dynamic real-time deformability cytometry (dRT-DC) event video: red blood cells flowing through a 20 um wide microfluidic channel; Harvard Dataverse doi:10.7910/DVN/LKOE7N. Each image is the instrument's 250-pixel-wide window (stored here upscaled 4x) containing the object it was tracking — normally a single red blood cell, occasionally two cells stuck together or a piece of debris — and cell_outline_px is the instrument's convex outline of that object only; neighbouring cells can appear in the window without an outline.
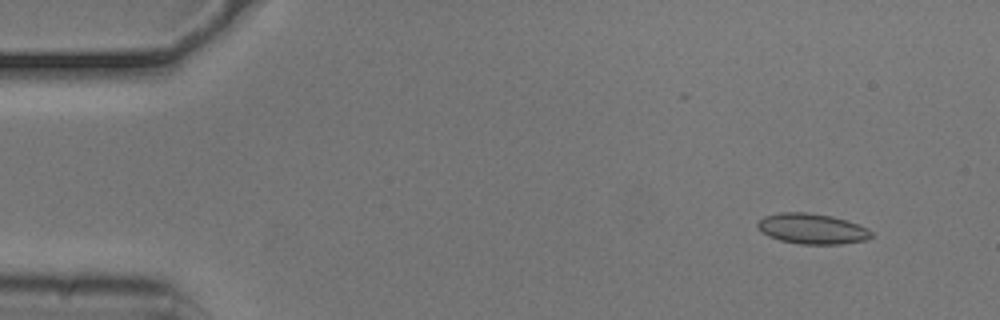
{"species": "common noctule bat (a hibernating species)", "species_latin": "Nyctalus noctula", "temperature_condition": "cold", "stored_images_in_passage": 54, "camera_frame_rate_fps": 3000, "um_per_image_px": 0.085, "animal": {"sex": "male", "body_mass_g": 20.5, "forearm_length_mm": 52.5}, "frame": {"image": 1, "passage_image": 5, "time_ms": 1.333, "image_size_px": [1000, 320], "cell_outline_px": [[872, 236], [868, 240], [840, 244], [800, 244], [780, 240], [768, 236], [760, 232], [756, 224], [764, 216], [780, 212], [808, 212], [832, 216], [868, 228], [872, 232]], "centroid_in_image_um": [69.01, 19.45], "position_along_channel_um": 16.0, "area_um2": 20.23}}
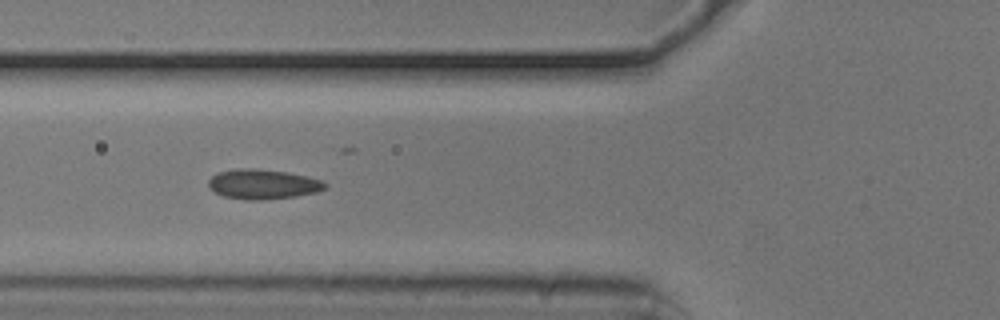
{"frame": {"image": 2, "passage_image": 20, "time_ms": 6.333, "image_size_px": [1000, 320], "cell_outline_px": [[328, 188], [316, 192], [296, 196], [264, 200], [244, 200], [224, 196], [216, 192], [208, 184], [208, 180], [212, 176], [220, 172], [236, 168], [252, 168], [288, 172], [308, 176], [320, 180], [328, 184]], "centroid_in_image_um": [22.38, 15.66], "position_along_channel_um": 103.4, "area_um2": 20.29}}
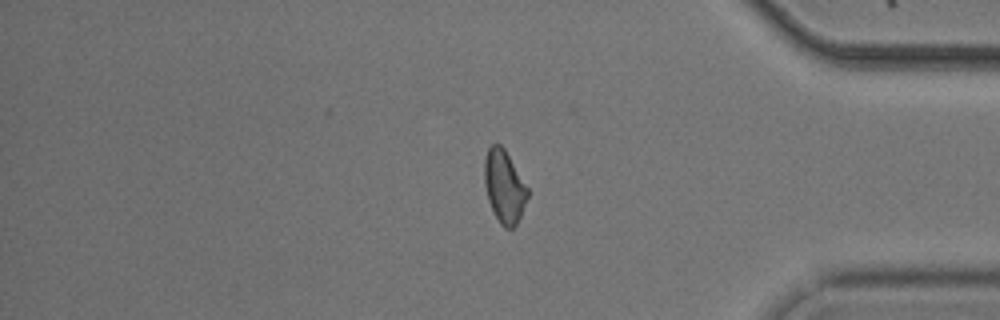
{"frame": {"image": 3, "passage_image": 45, "time_ms": 14.667, "image_size_px": [1000, 320], "cell_outline_px": [[528, 196], [520, 216], [516, 224], [512, 228], [504, 228], [500, 224], [488, 200], [484, 184], [484, 160], [488, 148], [492, 144], [500, 144], [504, 148], [528, 188]], "centroid_in_image_um": [42.84, 15.84], "position_along_channel_um": 392.4, "area_um2": 18.09}, "authors_computed_cell_mechanics": {"area_um2": 18.785, "velocity_mm_per_s": 3.7481, "shape_relaxation_time_tau1_ms": 4.6957, "shape_relaxation_time_tau2_ms": 1.5285, "deformation_change_tau1": 0.0776, "deformation_change_tau2": 0.0626}}